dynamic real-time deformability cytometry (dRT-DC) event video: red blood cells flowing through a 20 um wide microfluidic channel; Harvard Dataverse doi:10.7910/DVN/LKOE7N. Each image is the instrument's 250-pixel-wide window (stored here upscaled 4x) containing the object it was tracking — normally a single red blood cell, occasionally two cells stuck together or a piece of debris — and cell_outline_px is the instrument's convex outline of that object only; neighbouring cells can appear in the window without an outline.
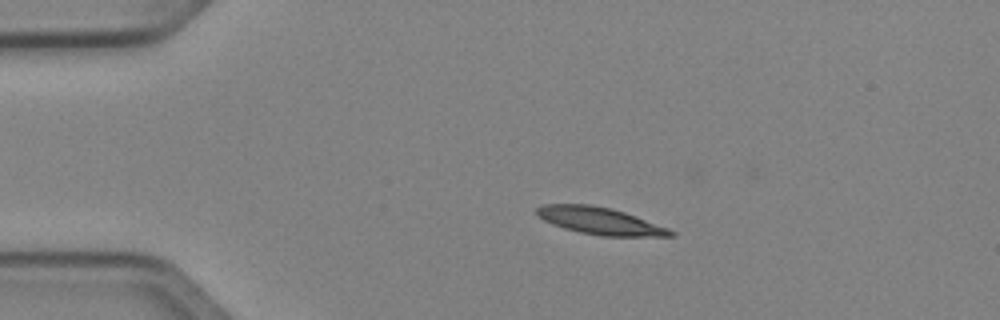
{"species": "Egyptian fruit bat (a non-hibernating species)", "species_latin": "Rousettus aegyptiacus", "temperature_condition": "cold", "stored_images_in_passage": 50, "camera_frame_rate_fps": 3000, "um_per_image_px": 0.085, "animal": {"sex": "female"}, "frame": {"image": 1, "passage_image": 10, "time_ms": 3.0, "image_size_px": [1000, 320], "cell_outline_px": [[676, 236], [600, 236], [580, 232], [564, 228], [552, 224], [544, 220], [536, 212], [536, 208], [544, 204], [592, 204], [612, 208], [624, 212], [668, 228], [676, 232]], "centroid_in_image_um": [51.01, 18.77], "position_along_channel_um": 34.0, "area_um2": 21.04}}
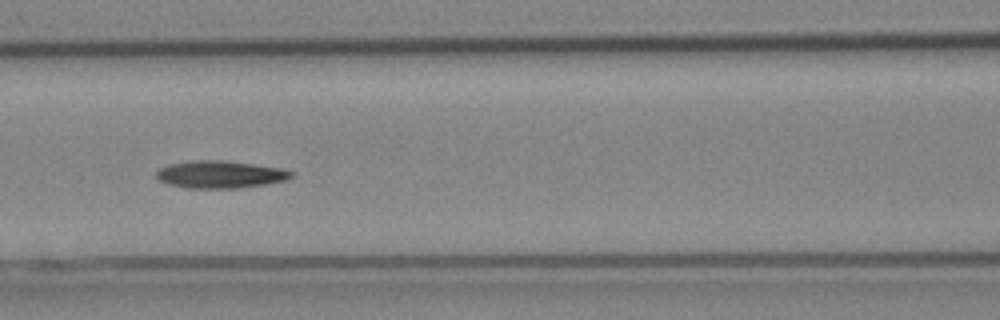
{"frame": {"image": 2, "passage_image": 22, "time_ms": 7.0, "image_size_px": [1000, 320], "cell_outline_px": [[296, 176], [284, 180], [268, 184], [236, 188], [188, 188], [168, 184], [160, 180], [156, 176], [156, 172], [160, 168], [168, 164], [192, 160], [220, 160], [252, 164], [280, 168], [296, 172]], "centroid_in_image_um": [18.73, 14.83], "position_along_channel_um": 147.9, "area_um2": 21.56}}
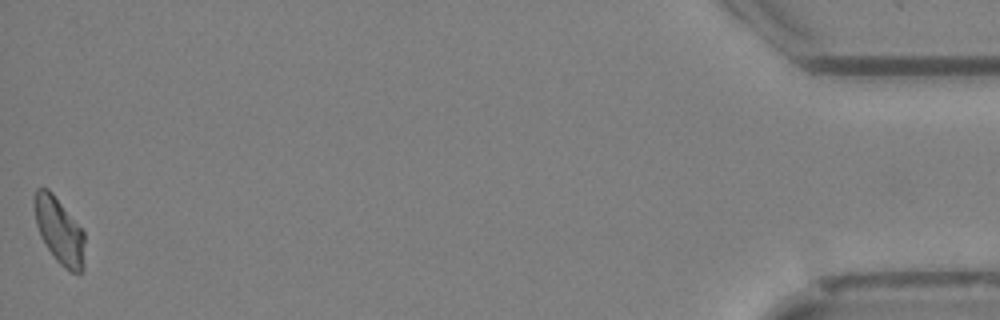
{"frame": {"image": 3, "passage_image": 50, "time_ms": 16.333, "image_size_px": [1000, 320], "cell_outline_px": [[84, 272], [72, 272], [64, 268], [56, 260], [40, 236], [36, 224], [36, 188], [48, 188], [52, 192], [84, 232]], "centroid_in_image_um": [5.08, 19.66], "position_along_channel_um": 430.1, "area_um2": 18.96}, "authors_computed_cell_mechanics": {"area_um2": 20.4323, "velocity_mm_per_s": 4.0287, "shape_relaxation_time_tau1_ms": 6.8512, "shape_relaxation_time_tau2_ms": null, "deformation_change_tau1": 0.1564, "deformation_change_tau2": null}}